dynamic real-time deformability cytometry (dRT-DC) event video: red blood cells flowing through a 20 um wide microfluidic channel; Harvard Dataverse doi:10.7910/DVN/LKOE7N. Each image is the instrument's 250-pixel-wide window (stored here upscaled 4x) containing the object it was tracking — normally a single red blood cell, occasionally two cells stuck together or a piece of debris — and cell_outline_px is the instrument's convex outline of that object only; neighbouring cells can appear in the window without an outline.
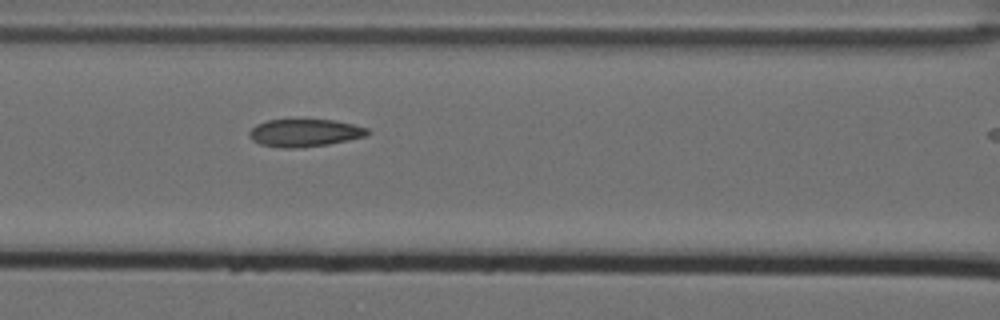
{"species": "Egyptian fruit bat (a non-hibernating species)", "species_latin": "Rousettus aegyptiacus", "temperature_condition": "cold", "stored_images_in_passage": 4, "segment_of_instrument_passage": [1, 2], "camera_frame_rate_fps": 3000, "um_per_image_px": 0.085, "animal": {"sex": "female"}, "frame": {"image": 1, "passage_image": 3, "time_ms": 0.667, "image_size_px": [1000, 320], "cell_outline_px": [[372, 132], [368, 136], [328, 144], [300, 148], [280, 148], [260, 144], [252, 140], [248, 136], [248, 132], [256, 124], [268, 120], [332, 120], [352, 124], [368, 128]], "centroid_in_image_um": [25.9, 11.3], "position_along_channel_um": 140.7, "area_um2": 19.13}}